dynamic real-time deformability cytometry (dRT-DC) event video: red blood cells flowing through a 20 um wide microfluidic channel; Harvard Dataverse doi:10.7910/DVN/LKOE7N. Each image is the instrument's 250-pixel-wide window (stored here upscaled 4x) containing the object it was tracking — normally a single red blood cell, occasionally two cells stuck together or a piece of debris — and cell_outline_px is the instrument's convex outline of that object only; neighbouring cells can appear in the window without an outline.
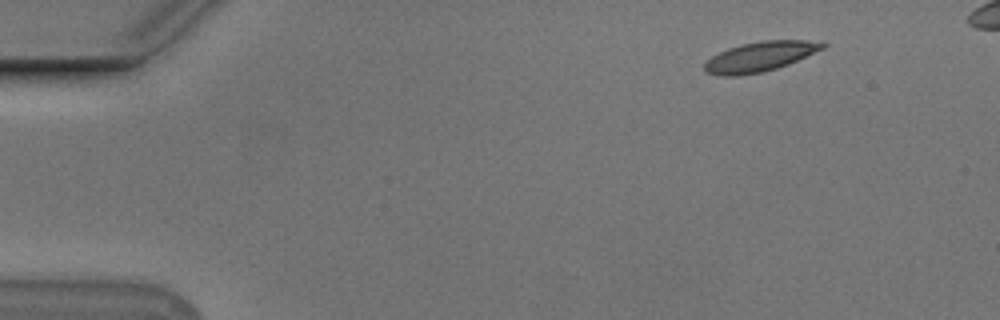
{"species": "Egyptian fruit bat (a non-hibernating species)", "species_latin": "Rousettus aegyptiacus", "temperature_condition": "cold", "stored_images_in_passage": 48, "camera_frame_rate_fps": 3000, "um_per_image_px": 0.085, "animal": {"sex": "male"}, "frame": {"image": 1, "passage_image": 1, "time_ms": 0.0, "image_size_px": [1000, 320], "cell_outline_px": [[828, 44], [824, 48], [788, 64], [776, 68], [760, 72], [736, 76], [720, 76], [704, 72], [704, 64], [712, 56], [728, 48], [740, 44], [760, 40], [804, 40]], "centroid_in_image_um": [64.55, 4.81], "position_along_channel_um": 20.5, "area_um2": 20.35}}
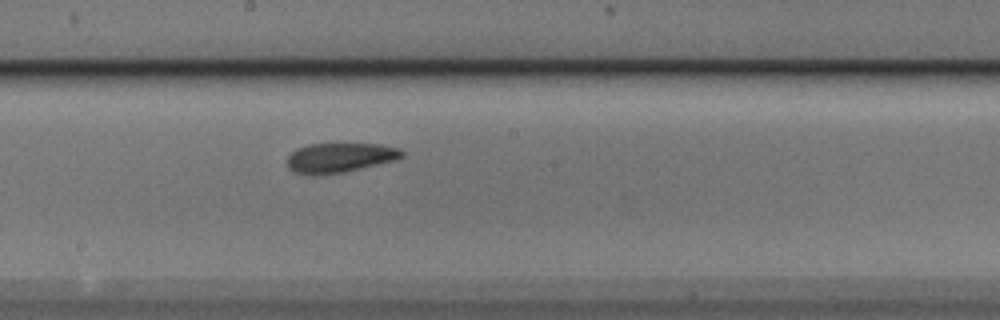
{"frame": {"image": 2, "passage_image": 25, "time_ms": 8.0, "image_size_px": [1000, 320], "cell_outline_px": [[404, 156], [396, 160], [344, 172], [316, 176], [312, 176], [296, 172], [288, 168], [288, 156], [296, 148], [308, 144], [380, 144], [400, 148], [404, 152]], "centroid_in_image_um": [28.89, 13.41], "position_along_channel_um": 219.3, "area_um2": 19.94}}
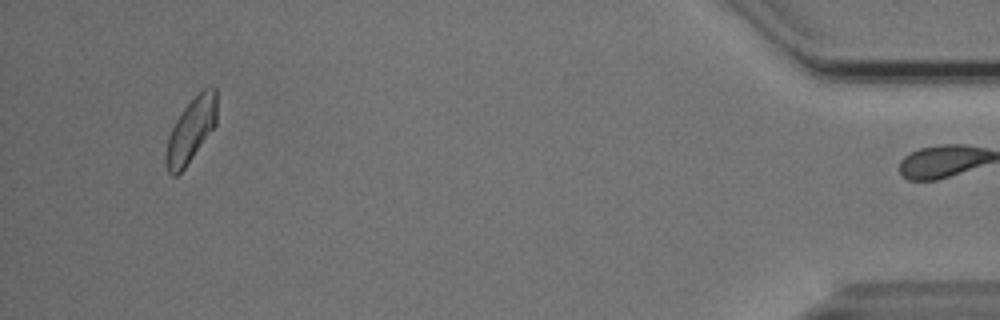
{"frame": {"image": 3, "passage_image": 47, "time_ms": 15.333, "image_size_px": [1000, 320], "cell_outline_px": [[216, 124], [184, 168], [176, 176], [172, 176], [168, 172], [164, 164], [164, 152], [168, 136], [176, 120], [184, 108], [204, 88], [216, 88]], "centroid_in_image_um": [16.19, 11.12], "position_along_channel_um": 419.0, "area_um2": 18.73}, "authors_computed_cell_mechanics": {"area_um2": 19.9699, "velocity_mm_per_s": 3.7174, "shape_relaxation_time_tau1_ms": 8.1178, "shape_relaxation_time_tau2_ms": 1.8677, "deformation_change_tau1": 0.1744, "deformation_change_tau2": 0.0812}}